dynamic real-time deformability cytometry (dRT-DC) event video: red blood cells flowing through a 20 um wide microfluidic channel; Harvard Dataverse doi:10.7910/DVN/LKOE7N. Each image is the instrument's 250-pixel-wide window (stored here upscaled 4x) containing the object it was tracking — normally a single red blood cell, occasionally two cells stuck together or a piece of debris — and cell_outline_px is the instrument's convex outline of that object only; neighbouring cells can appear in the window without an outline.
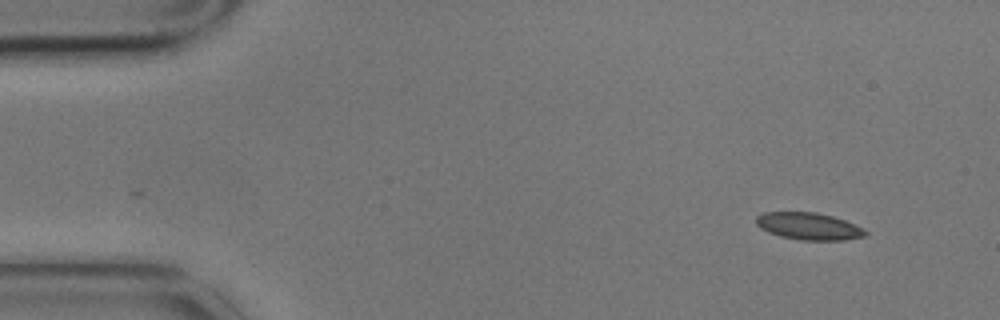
{"species": "common noctule bat (a hibernating species)", "species_latin": "Nyctalus noctula", "temperature_condition": "cold", "stored_images_in_passage": 4, "camera_frame_rate_fps": 3000, "um_per_image_px": 0.085, "animal": {"sex": "male", "body_mass_g": 17.9}, "frame": {"image": 1, "passage_image": 1, "time_ms": 0.0, "image_size_px": [1000, 320], "cell_outline_px": [[868, 232], [864, 236], [844, 240], [800, 240], [780, 236], [768, 232], [760, 228], [756, 224], [756, 216], [764, 212], [816, 212], [832, 216], [844, 220], [864, 228]], "centroid_in_image_um": [68.73, 19.23], "position_along_channel_um": 16.3, "area_um2": 17.28}}
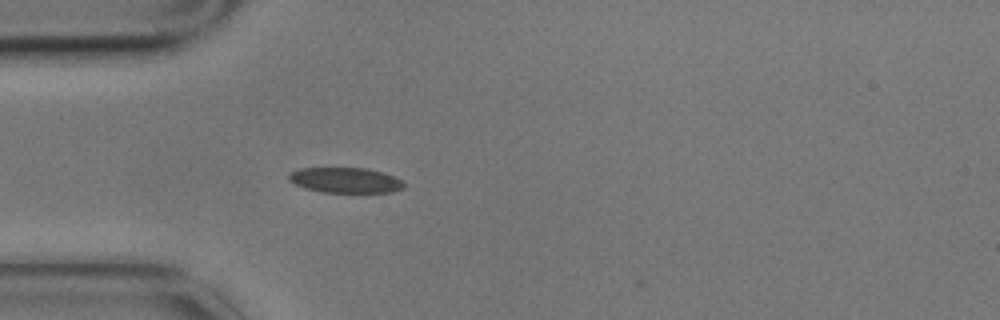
{"frame": {"image": 2, "passage_image": 4, "time_ms": 1.0, "image_size_px": [1000, 320], "cell_outline_px": [[408, 184], [404, 188], [392, 192], [320, 192], [304, 188], [288, 180], [288, 172], [300, 168], [368, 168], [384, 172]], "centroid_in_image_um": [29.35, 15.31], "position_along_channel_um": 55.6, "area_um2": 17.17}}